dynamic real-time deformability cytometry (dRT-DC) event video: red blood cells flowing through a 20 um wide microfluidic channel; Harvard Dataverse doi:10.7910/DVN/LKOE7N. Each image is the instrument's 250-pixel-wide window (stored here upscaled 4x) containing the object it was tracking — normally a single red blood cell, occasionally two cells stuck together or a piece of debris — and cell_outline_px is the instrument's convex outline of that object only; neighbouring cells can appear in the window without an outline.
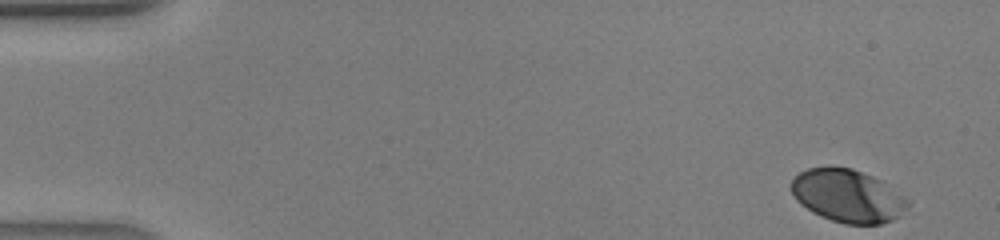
{"species": "human", "species_latin": "Homo sapiens", "temperature_condition": "warm", "stored_images_in_passage": 40, "camera_frame_rate_fps": 3000, "um_per_image_px": 0.085, "donor": {"sex": "male"}, "frame": {"image": 1, "passage_image": 1, "time_ms": 0.0, "image_size_px": [1000, 240], "cell_outline_px": [[912, 204], [900, 216], [892, 220], [880, 224], [844, 224], [820, 216], [812, 212], [800, 204], [796, 200], [792, 192], [792, 180], [800, 172], [808, 168], [828, 164], [832, 164], [852, 168], [884, 180], [892, 184]], "centroid_in_image_um": [72.1, 16.61], "position_along_channel_um": 12.9, "area_um2": 36.88}}
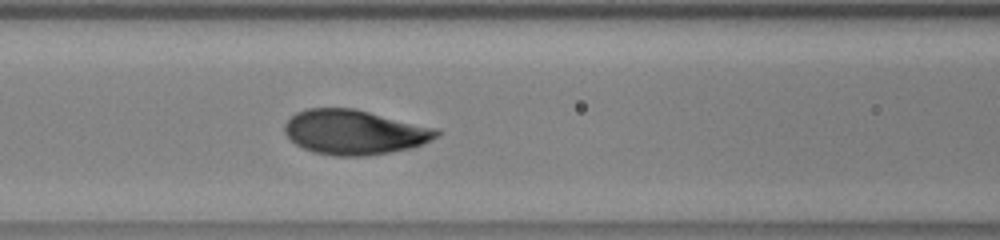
{"frame": {"image": 2, "passage_image": 17, "time_ms": 5.333, "image_size_px": [1000, 240], "cell_outline_px": [[440, 132], [436, 136], [412, 148], [364, 156], [336, 156], [312, 152], [296, 144], [284, 132], [284, 124], [296, 112], [308, 108], [352, 108], [436, 128]], "centroid_in_image_um": [30.07, 11.23], "position_along_channel_um": 136.5, "area_um2": 39.07}}
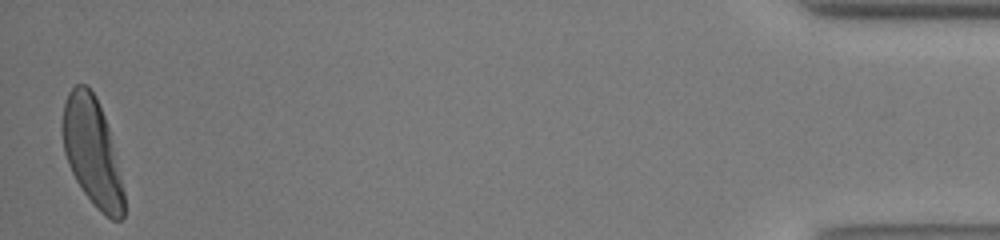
{"frame": {"image": 3, "passage_image": 40, "time_ms": 13.0, "image_size_px": [1000, 240], "cell_outline_px": [[124, 216], [120, 220], [112, 220], [100, 212], [96, 208], [84, 192], [76, 180], [68, 164], [64, 152], [60, 124], [64, 104], [68, 92], [76, 84], [84, 84], [96, 96], [104, 116], [108, 128], [124, 192]], "centroid_in_image_um": [7.8, 12.9], "position_along_channel_um": 427.4, "area_um2": 38.38}}